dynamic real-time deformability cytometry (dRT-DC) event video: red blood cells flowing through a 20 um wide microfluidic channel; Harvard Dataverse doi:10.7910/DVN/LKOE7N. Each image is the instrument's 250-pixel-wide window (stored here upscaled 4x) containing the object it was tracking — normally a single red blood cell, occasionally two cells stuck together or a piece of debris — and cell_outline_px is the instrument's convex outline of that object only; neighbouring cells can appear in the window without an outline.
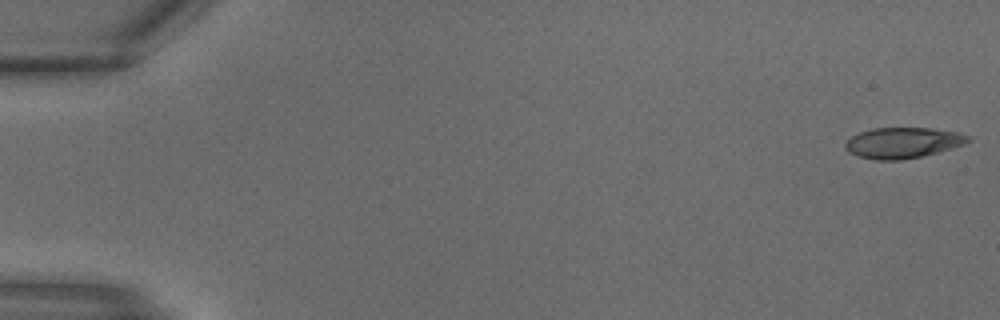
{"species": "common noctule bat (a hibernating species)", "species_latin": "Nyctalus noctula", "temperature_condition": "warm", "stored_images_in_passage": 17, "camera_frame_rate_fps": 3000, "um_per_image_px": 0.085, "animal": {"sex": "male", "body_mass_g": 18.8}, "frame": {"image": 1, "passage_image": 1, "time_ms": 0.0, "image_size_px": [1000, 320], "cell_outline_px": [[972, 140], [964, 144], [936, 152], [920, 156], [900, 160], [876, 160], [856, 156], [848, 152], [844, 148], [844, 144], [852, 136], [860, 132], [872, 128], [932, 128], [956, 132], [968, 136]], "centroid_in_image_um": [76.69, 12.13], "position_along_channel_um": 8.3, "area_um2": 21.85}}
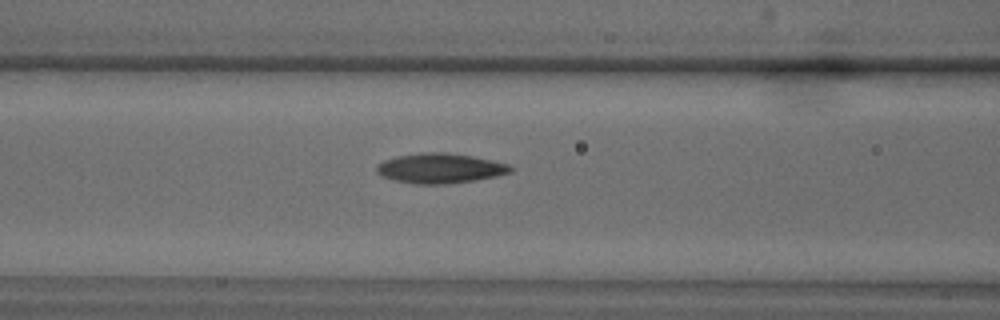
{"frame": {"image": 2, "passage_image": 13, "time_ms": 4.0, "image_size_px": [1000, 320], "cell_outline_px": [[512, 172], [496, 176], [476, 180], [444, 184], [420, 184], [396, 180], [380, 176], [376, 172], [376, 164], [384, 160], [396, 156], [420, 152], [448, 152], [472, 156], [492, 160], [508, 164], [512, 168]], "centroid_in_image_um": [37.38, 14.29], "position_along_channel_um": 129.2, "area_um2": 23.41}}
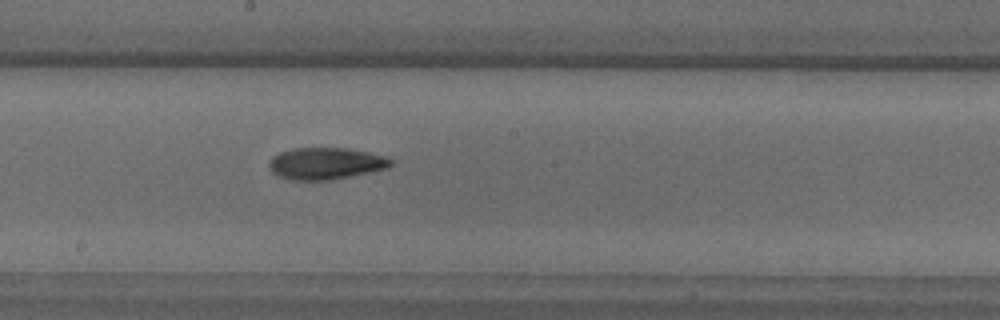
{"frame": {"image": 3, "passage_image": 17, "time_ms": 5.333, "image_size_px": [1000, 320], "cell_outline_px": [[392, 164], [388, 168], [372, 172], [332, 180], [288, 180], [276, 176], [272, 172], [268, 164], [272, 156], [280, 152], [292, 148], [348, 148], [368, 152], [384, 156], [392, 160]], "centroid_in_image_um": [27.66, 13.9], "position_along_channel_um": 220.5, "area_um2": 22.83}}